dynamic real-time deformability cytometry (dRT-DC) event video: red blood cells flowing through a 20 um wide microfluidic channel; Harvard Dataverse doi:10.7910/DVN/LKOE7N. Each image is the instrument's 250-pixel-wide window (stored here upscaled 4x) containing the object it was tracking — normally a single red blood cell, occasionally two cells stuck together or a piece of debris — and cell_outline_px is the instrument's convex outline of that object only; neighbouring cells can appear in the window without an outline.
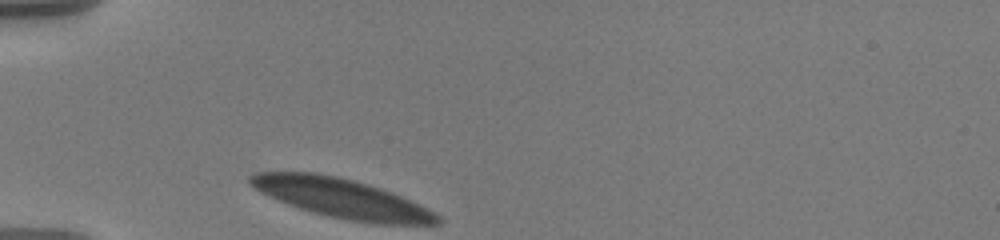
{"species": "human", "species_latin": "Homo sapiens", "temperature_condition": "warm", "stored_images_in_passage": 7, "camera_frame_rate_fps": 3000, "um_per_image_px": 0.085, "donor": {"sex": "male"}, "frame": {"image": 1, "passage_image": 1, "time_ms": 0.0, "image_size_px": [1000, 240], "cell_outline_px": [[444, 220], [440, 224], [372, 224], [348, 220], [328, 216], [312, 212], [288, 204], [260, 192], [248, 184], [248, 176], [256, 172], [316, 172], [336, 176], [352, 180], [380, 188], [392, 192], [440, 216]], "centroid_in_image_um": [29.0, 16.85], "position_along_channel_um": 56.0, "area_um2": 42.54}}
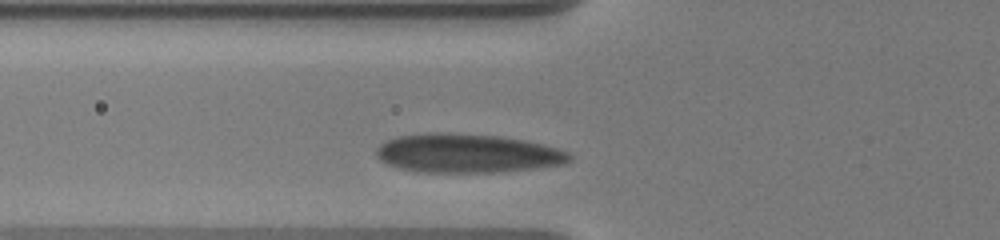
{"frame": {"image": 2, "passage_image": 5, "time_ms": 1.333, "image_size_px": [1000, 240], "cell_outline_px": [[572, 160], [564, 164], [500, 172], [424, 172], [400, 168], [388, 164], [380, 160], [376, 152], [376, 148], [380, 144], [396, 136], [428, 132], [448, 132], [500, 136], [524, 140], [560, 148], [568, 152], [572, 156]], "centroid_in_image_um": [39.73, 13.02], "position_along_channel_um": 86.1, "area_um2": 43.93}}